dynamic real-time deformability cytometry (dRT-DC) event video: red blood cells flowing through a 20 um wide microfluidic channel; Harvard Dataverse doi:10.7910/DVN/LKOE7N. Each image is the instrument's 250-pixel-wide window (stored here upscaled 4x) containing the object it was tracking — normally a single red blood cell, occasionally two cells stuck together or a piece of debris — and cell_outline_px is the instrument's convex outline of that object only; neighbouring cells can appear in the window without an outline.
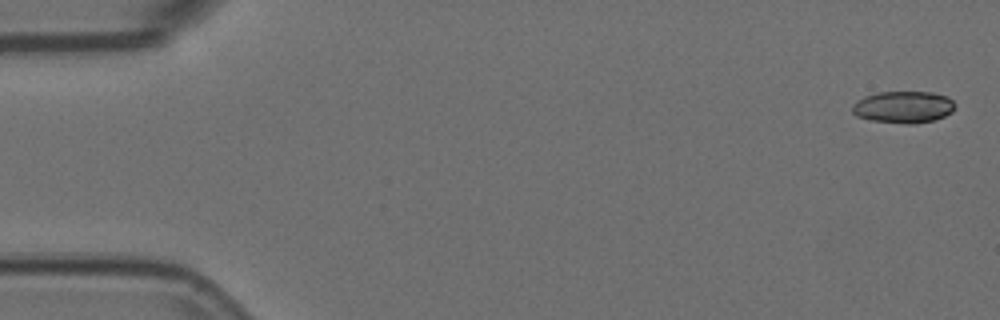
{"species": "Egyptian fruit bat (a non-hibernating species)", "species_latin": "Rousettus aegyptiacus", "temperature_condition": "room temperature", "stored_images_in_passage": 4, "camera_frame_rate_fps": 3000, "um_per_image_px": 0.085, "animal": {"sex": "female"}, "frame": {"image": 1, "passage_image": 1, "time_ms": 0.0, "image_size_px": [1000, 320], "cell_outline_px": [[956, 104], [952, 112], [944, 116], [932, 120], [916, 124], [904, 124], [872, 120], [856, 116], [852, 112], [852, 104], [856, 100], [864, 96], [876, 92], [932, 92], [948, 96]], "centroid_in_image_um": [76.78, 9.09], "position_along_channel_um": 8.2, "area_um2": 19.31}}